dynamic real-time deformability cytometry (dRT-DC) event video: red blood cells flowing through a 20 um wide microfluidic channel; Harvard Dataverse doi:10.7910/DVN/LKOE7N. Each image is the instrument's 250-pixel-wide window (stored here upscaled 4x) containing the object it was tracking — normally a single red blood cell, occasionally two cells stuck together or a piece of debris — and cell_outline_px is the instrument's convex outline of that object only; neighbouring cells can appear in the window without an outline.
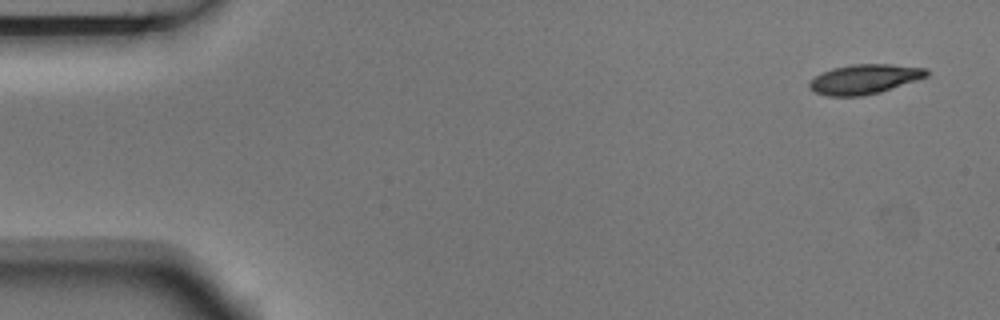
{"species": "Egyptian fruit bat (a non-hibernating species)", "species_latin": "Rousettus aegyptiacus", "temperature_condition": "room temperature", "stored_images_in_passage": 7, "camera_frame_rate_fps": 3000, "um_per_image_px": 0.085, "animal": {"sex": "male"}, "frame": {"image": 1, "passage_image": 1, "time_ms": 0.0, "image_size_px": [1000, 320], "cell_outline_px": [[928, 76], [880, 92], [860, 96], [828, 96], [816, 92], [808, 88], [808, 84], [816, 76], [832, 68], [852, 64], [888, 64], [924, 68], [928, 72]], "centroid_in_image_um": [73.46, 6.73], "position_along_channel_um": 11.5, "area_um2": 19.94}}
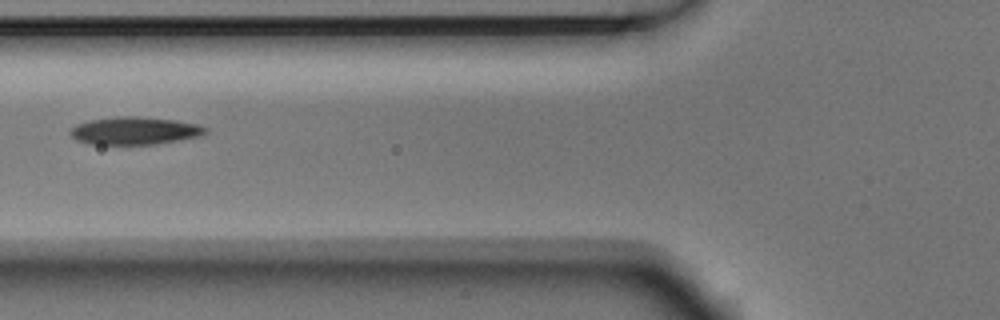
{"frame": {"image": 2, "passage_image": 6, "time_ms": 1.667, "image_size_px": [1000, 320], "cell_outline_px": [[208, 132], [200, 136], [156, 144], [88, 144], [76, 140], [68, 132], [76, 124], [88, 120], [116, 116], [136, 116], [176, 120], [196, 124], [208, 128]], "centroid_in_image_um": [11.43, 11.11], "position_along_channel_um": 114.4, "area_um2": 21.91}}
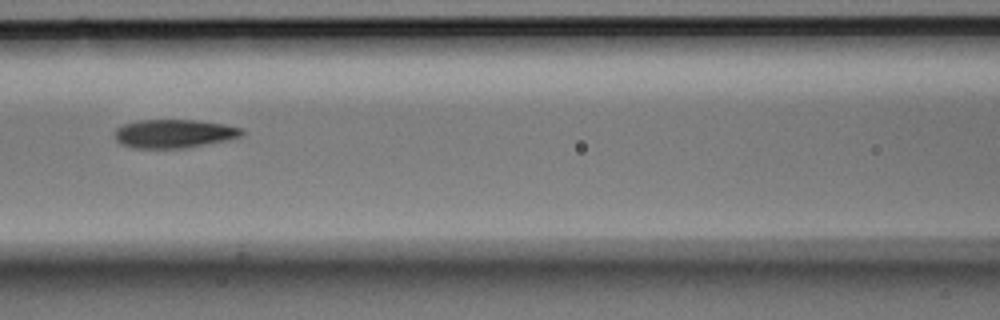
{"frame": {"image": 3, "passage_image": 7, "time_ms": 2.0, "image_size_px": [1000, 320], "cell_outline_px": [[244, 132], [240, 136], [228, 140], [184, 148], [136, 148], [120, 144], [116, 140], [116, 128], [124, 124], [140, 120], [196, 120], [224, 124], [244, 128]], "centroid_in_image_um": [14.81, 11.36], "position_along_channel_um": 151.8, "area_um2": 21.1}}